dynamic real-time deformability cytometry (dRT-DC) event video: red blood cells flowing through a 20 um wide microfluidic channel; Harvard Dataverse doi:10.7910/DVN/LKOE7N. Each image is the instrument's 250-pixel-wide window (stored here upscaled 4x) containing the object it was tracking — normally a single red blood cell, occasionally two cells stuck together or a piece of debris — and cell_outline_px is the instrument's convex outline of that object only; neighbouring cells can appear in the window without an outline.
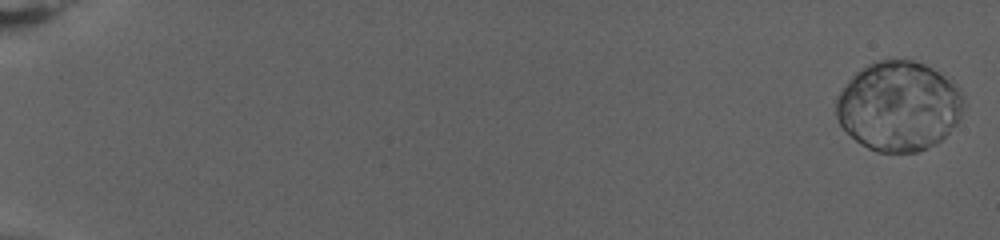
{"species": "human", "species_latin": "Homo sapiens", "temperature_condition": "warm", "stored_images_in_passage": 69, "camera_frame_rate_fps": 3000, "um_per_image_px": 0.085, "donor": {"sex": "female"}, "frame": {"image": 1, "passage_image": 1, "time_ms": 0.0, "image_size_px": [1000, 240], "cell_outline_px": [[960, 116], [956, 124], [936, 144], [916, 152], [876, 152], [860, 144], [840, 124], [836, 116], [836, 100], [840, 92], [848, 80], [856, 72], [868, 64], [880, 60], [912, 60], [924, 64], [952, 76], [956, 80], [960, 88]], "centroid_in_image_um": [76.4, 9.0], "position_along_channel_um": 8.6, "area_um2": 66.59}}
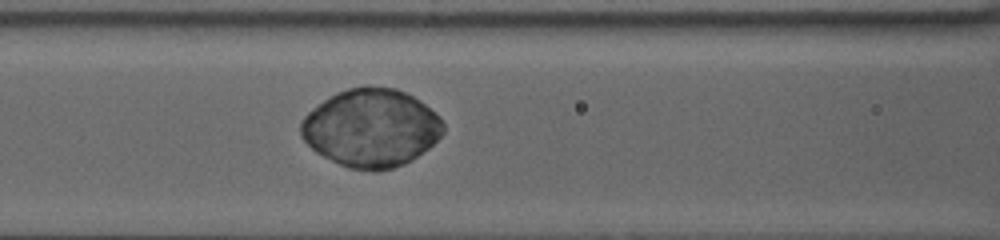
{"frame": {"image": 2, "passage_image": 32, "time_ms": 10.333, "image_size_px": [1000, 240], "cell_outline_px": [[444, 132], [428, 148], [412, 160], [404, 164], [392, 168], [376, 172], [348, 168], [316, 152], [300, 136], [300, 124], [304, 116], [312, 108], [336, 92], [348, 88], [364, 84], [396, 88], [420, 100], [440, 116], [444, 124]], "centroid_in_image_um": [31.54, 10.86], "position_along_channel_um": 135.1, "area_um2": 65.14}}
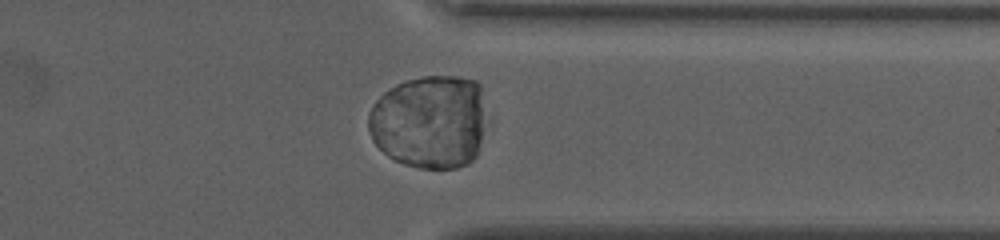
{"frame": {"image": 3, "passage_image": 59, "time_ms": 19.333, "image_size_px": [1000, 240], "cell_outline_px": [[480, 140], [476, 156], [468, 164], [456, 168], [420, 168], [404, 164], [388, 156], [372, 140], [368, 128], [368, 112], [372, 104], [388, 88], [396, 84], [408, 80], [424, 76], [460, 76], [476, 80], [480, 84]], "centroid_in_image_um": [36.43, 10.34], "position_along_channel_um": 375.0, "area_um2": 63.81}}